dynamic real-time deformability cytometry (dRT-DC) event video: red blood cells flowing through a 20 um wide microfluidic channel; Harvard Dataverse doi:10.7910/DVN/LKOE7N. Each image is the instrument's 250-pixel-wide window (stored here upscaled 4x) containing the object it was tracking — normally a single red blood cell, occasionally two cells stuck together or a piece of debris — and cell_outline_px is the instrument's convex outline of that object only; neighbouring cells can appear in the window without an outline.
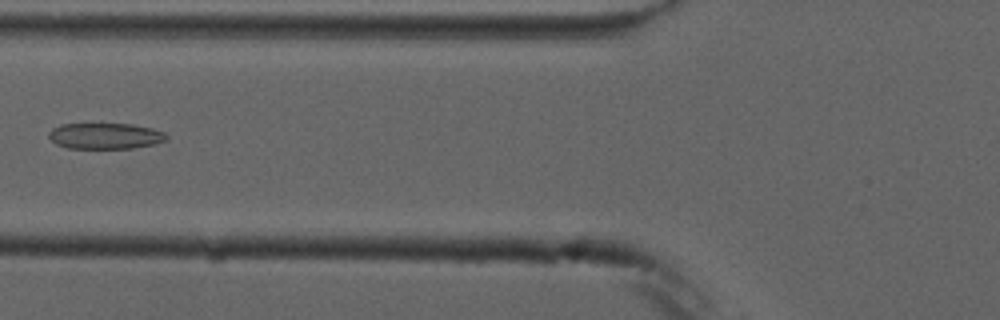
{"species": "common noctule bat (a hibernating species)", "species_latin": "Nyctalus noctula", "temperature_condition": "cold", "stored_images_in_passage": 7, "camera_frame_rate_fps": 3000, "um_per_image_px": 0.085, "animal": {"sex": "male", "forearm_length_mm": 52.5}, "frame": {"image": 1, "passage_image": 6, "time_ms": 5.667, "image_size_px": [1000, 320], "cell_outline_px": [[168, 140], [152, 144], [132, 148], [68, 148], [56, 144], [48, 136], [48, 132], [52, 128], [60, 124], [132, 124], [152, 128], [164, 132], [168, 136]], "centroid_in_image_um": [8.94, 11.55], "position_along_channel_um": 116.9, "area_um2": 17.8}}
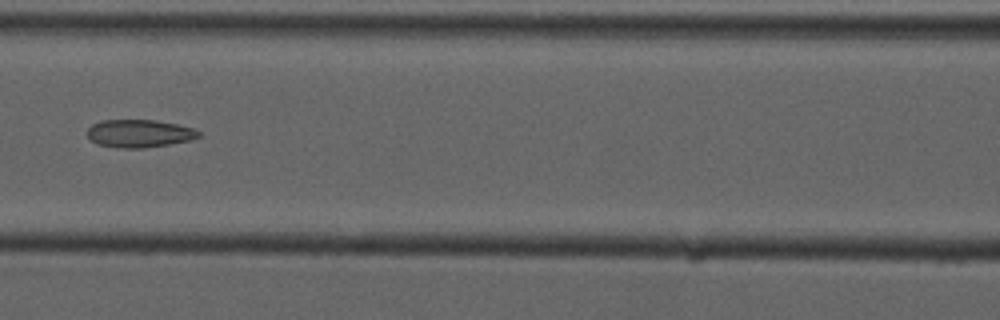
{"frame": {"image": 2, "passage_image": 7, "time_ms": 6.667, "image_size_px": [1000, 320], "cell_outline_px": [[200, 136], [192, 140], [144, 148], [116, 148], [96, 144], [88, 136], [88, 128], [92, 124], [100, 120], [156, 120], [196, 128], [200, 132]], "centroid_in_image_um": [11.85, 11.34], "position_along_channel_um": 154.8, "area_um2": 18.21}}